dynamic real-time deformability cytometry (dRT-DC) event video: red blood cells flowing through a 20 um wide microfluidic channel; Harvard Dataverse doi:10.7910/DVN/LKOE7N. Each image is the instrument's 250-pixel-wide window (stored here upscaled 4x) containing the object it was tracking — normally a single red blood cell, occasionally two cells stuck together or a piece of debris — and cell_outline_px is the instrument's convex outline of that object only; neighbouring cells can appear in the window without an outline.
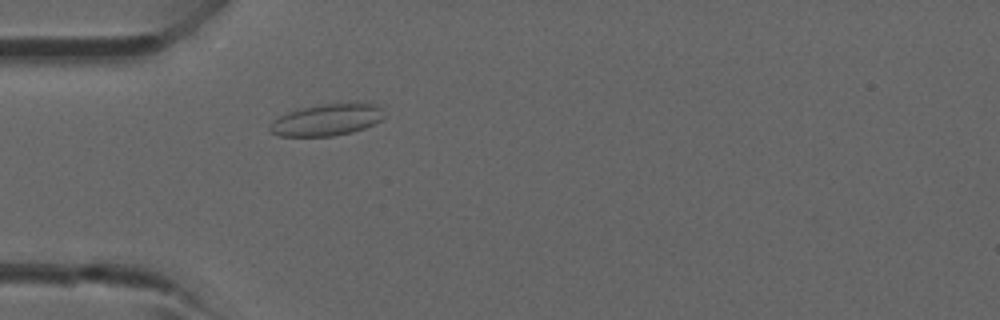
{"species": "common noctule bat (a hibernating species)", "species_latin": "Nyctalus noctula", "temperature_condition": "room temperature", "stored_images_in_passage": 4, "camera_frame_rate_fps": 3000, "um_per_image_px": 0.085, "animal": {"sex": "male", "forearm_length_mm": 52.5}, "frame": {"image": 1, "passage_image": 4, "time_ms": 3.333, "image_size_px": [1000, 320], "cell_outline_px": [[384, 116], [380, 120], [364, 128], [352, 132], [332, 136], [280, 136], [272, 132], [268, 128], [272, 120], [276, 116], [300, 108], [324, 104], [360, 100], [368, 100], [384, 108]], "centroid_in_image_um": [27.84, 10.13], "position_along_channel_um": 57.2, "area_um2": 21.85}}